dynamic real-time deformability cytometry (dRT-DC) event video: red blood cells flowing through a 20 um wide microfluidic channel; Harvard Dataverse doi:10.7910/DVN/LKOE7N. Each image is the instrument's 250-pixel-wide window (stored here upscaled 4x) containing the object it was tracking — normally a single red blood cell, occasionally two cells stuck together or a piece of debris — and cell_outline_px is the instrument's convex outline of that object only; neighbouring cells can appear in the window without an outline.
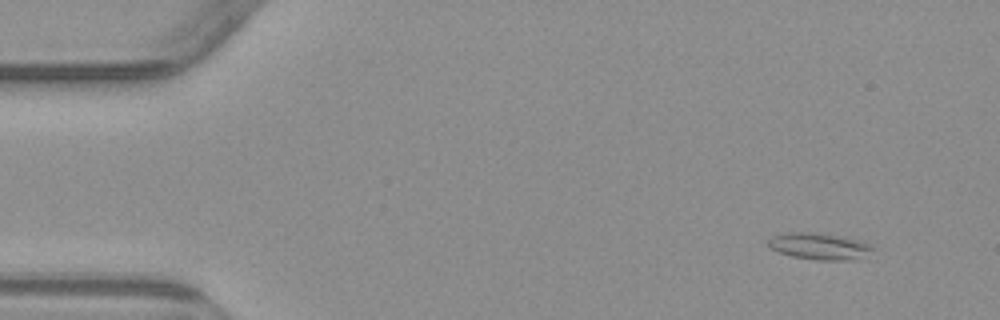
{"species": "common noctule bat (a hibernating species)", "species_latin": "Nyctalus noctula", "temperature_condition": "warm", "stored_images_in_passage": 4, "camera_frame_rate_fps": 3000, "um_per_image_px": 0.085, "animal": {"sex": "male", "body_mass_g": 23.1, "forearm_length_mm": 52.7}, "frame": {"image": 1, "passage_image": 1, "time_ms": 0.0, "image_size_px": [1000, 320], "cell_outline_px": [[872, 248], [852, 260], [816, 260], [792, 256], [768, 248], [768, 240], [772, 236], [788, 232], [804, 232], [832, 236], [856, 240], [868, 244]], "centroid_in_image_um": [69.48, 20.94], "position_along_channel_um": 15.5, "area_um2": 15.32}}